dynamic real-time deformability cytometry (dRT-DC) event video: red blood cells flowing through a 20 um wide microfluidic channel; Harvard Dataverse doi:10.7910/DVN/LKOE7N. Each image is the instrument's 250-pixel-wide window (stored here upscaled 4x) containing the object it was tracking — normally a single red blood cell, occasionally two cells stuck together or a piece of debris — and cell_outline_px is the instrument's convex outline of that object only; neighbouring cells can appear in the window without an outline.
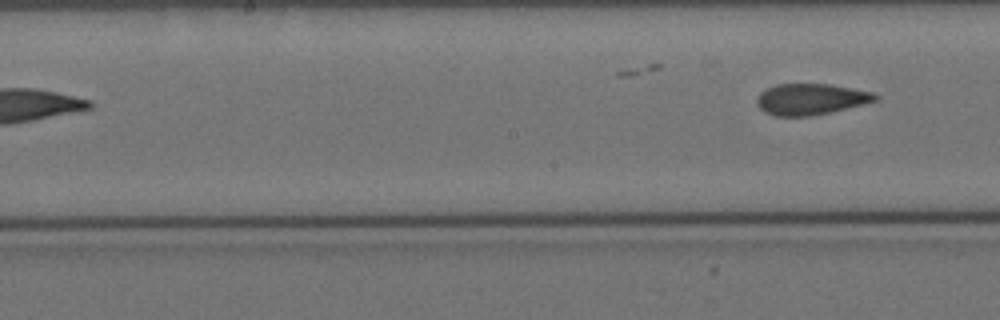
{"species": "Egyptian fruit bat (a non-hibernating species)", "species_latin": "Rousettus aegyptiacus", "temperature_condition": "cold", "stored_images_in_passage": 8, "camera_frame_rate_fps": 3000, "um_per_image_px": 0.085, "animal": {"sex": "female"}, "frame": {"image": 1, "passage_image": 8, "time_ms": 9.0, "image_size_px": [1000, 320], "cell_outline_px": [[880, 96], [876, 100], [828, 112], [808, 116], [776, 116], [764, 112], [756, 104], [756, 100], [760, 92], [776, 84], [828, 84], [872, 92]], "centroid_in_image_um": [68.85, 8.42], "position_along_channel_um": 179.4, "area_um2": 21.1}}